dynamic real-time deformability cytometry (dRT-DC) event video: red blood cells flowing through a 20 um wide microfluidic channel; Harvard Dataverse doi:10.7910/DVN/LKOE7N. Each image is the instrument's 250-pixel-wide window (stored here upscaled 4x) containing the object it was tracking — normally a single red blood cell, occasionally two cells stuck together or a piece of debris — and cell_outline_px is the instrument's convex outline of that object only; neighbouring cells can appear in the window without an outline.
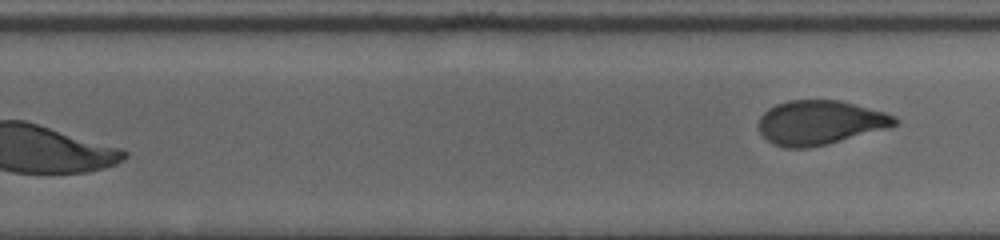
{"species": "human", "species_latin": "Homo sapiens", "temperature_condition": "cold", "stored_images_in_passage": 24, "segment_of_instrument_passage": [2, 2], "camera_frame_rate_fps": 3000, "um_per_image_px": 0.085, "donor": {"sex": "female"}, "frame": {"image": 1, "passage_image": 24, "time_ms": 9.333, "image_size_px": [1000, 240], "cell_outline_px": [[900, 120], [896, 124], [888, 128], [828, 144], [808, 148], [784, 148], [772, 144], [760, 132], [760, 116], [768, 108], [776, 104], [788, 100], [840, 100], [884, 112], [896, 116]], "centroid_in_image_um": [69.7, 10.42], "position_along_channel_um": 260.1, "area_um2": 35.14}}